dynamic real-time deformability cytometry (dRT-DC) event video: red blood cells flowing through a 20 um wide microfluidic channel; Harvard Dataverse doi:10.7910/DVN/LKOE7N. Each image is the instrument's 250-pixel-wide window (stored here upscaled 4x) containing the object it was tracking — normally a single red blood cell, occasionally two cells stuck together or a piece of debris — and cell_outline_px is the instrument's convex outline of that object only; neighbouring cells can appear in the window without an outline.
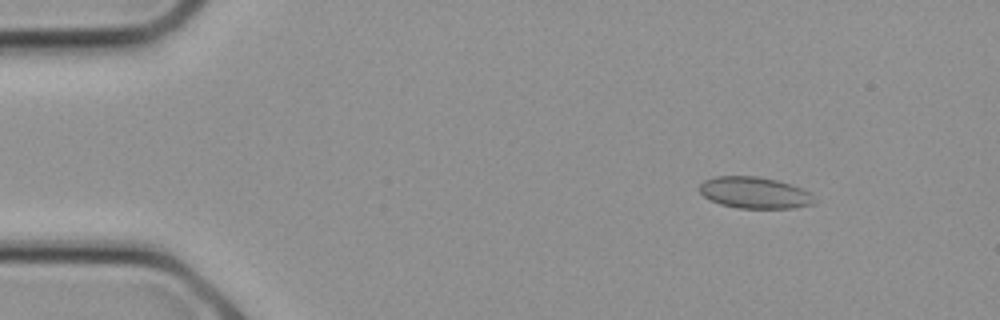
{"species": "common noctule bat (a hibernating species)", "species_latin": "Nyctalus noctula", "temperature_condition": "cold", "stored_images_in_passage": 15, "camera_frame_rate_fps": 3000, "um_per_image_px": 0.085, "animal": {"sex": "female", "body_mass_g": 21.9}, "frame": {"image": 1, "passage_image": 4, "time_ms": 1.0, "image_size_px": [1000, 320], "cell_outline_px": [[816, 204], [792, 208], [736, 208], [720, 204], [704, 196], [700, 192], [700, 184], [704, 180], [716, 176], [756, 176], [776, 180], [812, 192]], "centroid_in_image_um": [64.16, 16.39], "position_along_channel_um": 20.8, "area_um2": 21.04}}
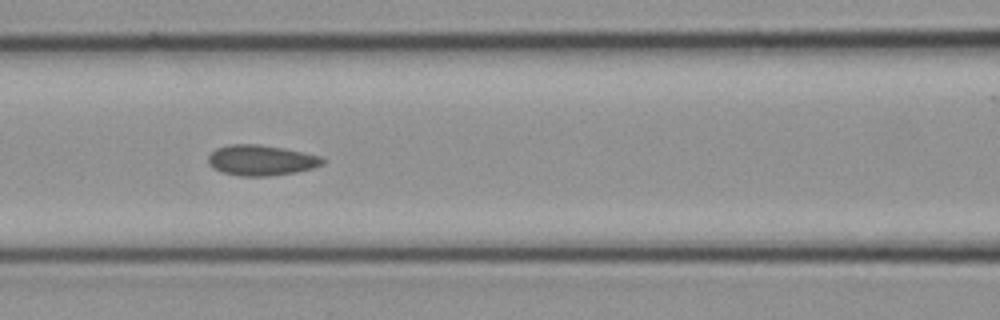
{"frame": {"image": 2, "passage_image": 12, "time_ms": 3.667, "image_size_px": [1000, 320], "cell_outline_px": [[324, 164], [312, 168], [296, 172], [268, 176], [240, 176], [224, 172], [212, 168], [208, 164], [208, 156], [216, 148], [228, 144], [260, 144], [284, 148], [304, 152], [320, 156], [324, 160]], "centroid_in_image_um": [22.18, 13.61], "position_along_channel_um": 144.4, "area_um2": 20.4}}
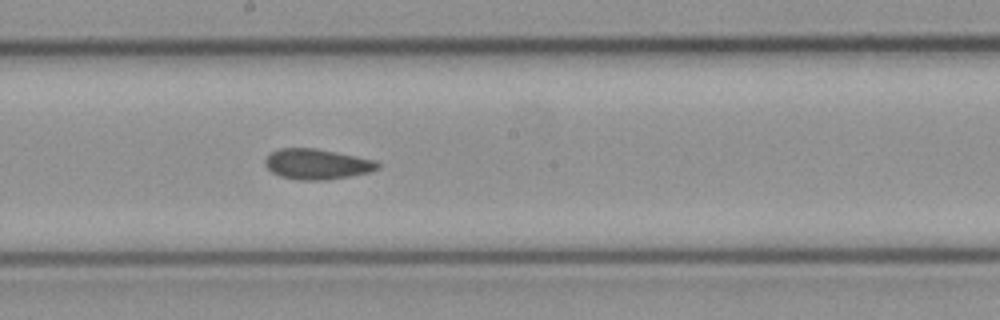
{"frame": {"image": 3, "passage_image": 15, "time_ms": 4.667, "image_size_px": [1000, 320], "cell_outline_px": [[380, 168], [372, 172], [328, 180], [300, 180], [280, 176], [272, 172], [264, 164], [264, 160], [272, 152], [280, 148], [316, 148], [376, 160], [380, 164]], "centroid_in_image_um": [26.98, 13.95], "position_along_channel_um": 221.2, "area_um2": 20.06}}